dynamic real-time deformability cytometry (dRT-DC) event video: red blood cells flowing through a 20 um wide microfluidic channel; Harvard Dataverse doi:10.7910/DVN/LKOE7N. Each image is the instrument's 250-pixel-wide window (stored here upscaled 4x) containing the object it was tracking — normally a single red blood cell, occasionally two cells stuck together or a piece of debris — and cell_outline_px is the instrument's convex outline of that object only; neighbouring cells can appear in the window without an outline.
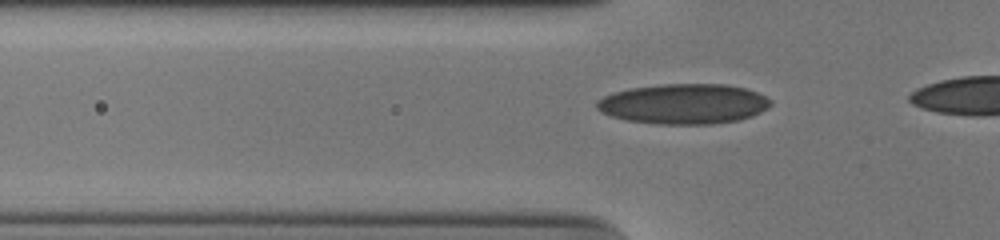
{"species": "human", "species_latin": "Homo sapiens", "temperature_condition": "cold", "stored_images_in_passage": 21, "camera_frame_rate_fps": 3000, "um_per_image_px": 0.085, "donor": {"sex": "male"}, "frame": {"image": 1, "passage_image": 11, "time_ms": 3.333, "image_size_px": [1000, 240], "cell_outline_px": [[772, 104], [768, 108], [752, 116], [736, 120], [708, 124], [656, 124], [628, 120], [612, 116], [596, 108], [596, 100], [612, 92], [628, 88], [660, 84], [724, 84], [744, 88], [756, 92], [772, 100]], "centroid_in_image_um": [58.1, 8.82], "position_along_channel_um": 67.7, "area_um2": 40.63}}
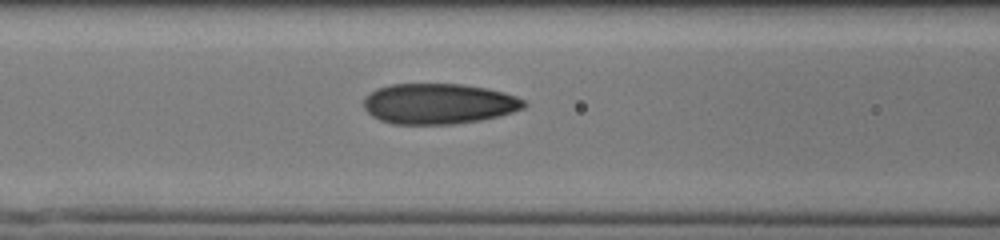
{"frame": {"image": 2, "passage_image": 16, "time_ms": 5.0, "image_size_px": [1000, 240], "cell_outline_px": [[528, 104], [524, 108], [512, 112], [480, 120], [452, 124], [392, 124], [380, 120], [372, 116], [364, 108], [364, 96], [376, 88], [392, 84], [460, 84], [488, 88], [504, 92], [516, 96], [524, 100]], "centroid_in_image_um": [37.27, 8.81], "position_along_channel_um": 129.3, "area_um2": 37.97}}
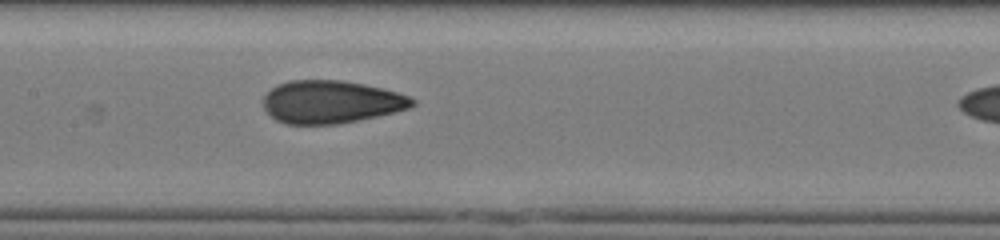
{"frame": {"image": 3, "passage_image": 20, "time_ms": 6.333, "image_size_px": [1000, 240], "cell_outline_px": [[416, 104], [408, 108], [376, 116], [336, 124], [288, 124], [276, 120], [264, 108], [264, 96], [276, 84], [288, 80], [344, 80], [364, 84], [396, 92], [408, 96], [416, 100]], "centroid_in_image_um": [28.11, 8.65], "position_along_channel_um": 179.3, "area_um2": 36.88}}